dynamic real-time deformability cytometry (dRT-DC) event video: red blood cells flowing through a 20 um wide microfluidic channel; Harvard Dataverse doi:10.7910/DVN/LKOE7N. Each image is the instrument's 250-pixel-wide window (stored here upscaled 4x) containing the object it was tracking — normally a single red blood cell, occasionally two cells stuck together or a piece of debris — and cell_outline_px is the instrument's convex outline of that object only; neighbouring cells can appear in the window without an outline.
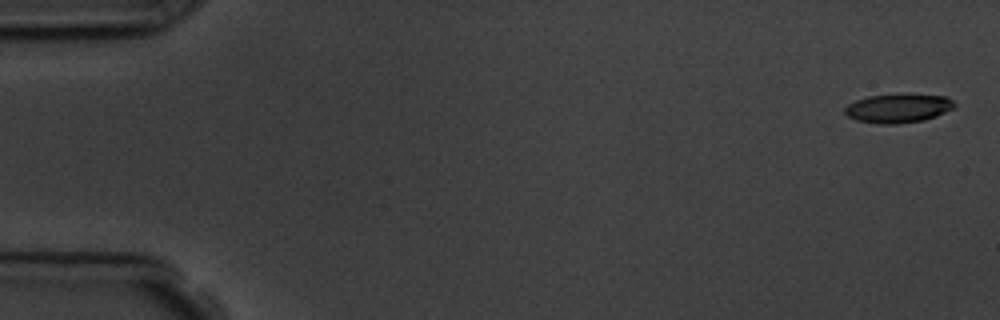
{"species": "common noctule bat (a hibernating species)", "species_latin": "Nyctalus noctula", "temperature_condition": "room temperature", "stored_images_in_passage": 5, "camera_frame_rate_fps": 3000, "um_per_image_px": 0.085, "animal": {"sex": "male", "body_mass_g": 19.5, "forearm_length_mm": 54.6}, "frame": {"image": 1, "passage_image": 1, "time_ms": 0.0, "image_size_px": [1000, 320], "cell_outline_px": [[956, 104], [952, 108], [936, 116], [924, 120], [896, 124], [880, 124], [856, 120], [848, 116], [844, 112], [844, 108], [848, 104], [856, 100], [868, 96], [944, 96], [952, 100]], "centroid_in_image_um": [76.29, 9.24], "position_along_channel_um": 8.7, "area_um2": 17.74}}
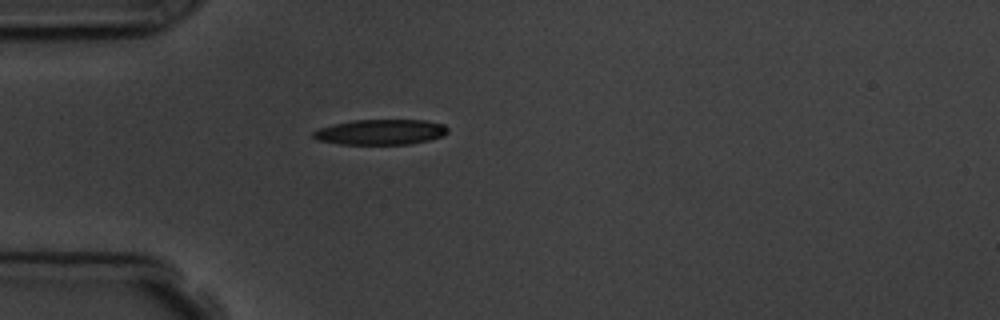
{"frame": {"image": 2, "passage_image": 5, "time_ms": 4.667, "image_size_px": [1000, 320], "cell_outline_px": [[448, 132], [444, 136], [428, 140], [408, 144], [340, 144], [316, 140], [312, 136], [312, 132], [320, 128], [332, 124], [352, 120], [424, 120], [444, 124], [448, 128]], "centroid_in_image_um": [32.34, 11.22], "position_along_channel_um": 52.7, "area_um2": 19.94}}